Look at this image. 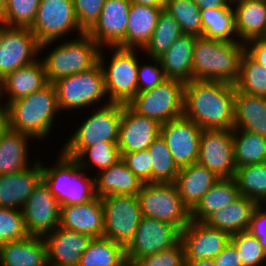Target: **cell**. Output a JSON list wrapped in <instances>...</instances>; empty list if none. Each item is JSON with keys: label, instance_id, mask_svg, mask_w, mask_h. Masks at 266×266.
<instances>
[{"label": "cell", "instance_id": "cell-1", "mask_svg": "<svg viewBox=\"0 0 266 266\" xmlns=\"http://www.w3.org/2000/svg\"><path fill=\"white\" fill-rule=\"evenodd\" d=\"M234 96L233 84L193 79L184 86L183 115L202 130H233Z\"/></svg>", "mask_w": 266, "mask_h": 266}, {"label": "cell", "instance_id": "cell-2", "mask_svg": "<svg viewBox=\"0 0 266 266\" xmlns=\"http://www.w3.org/2000/svg\"><path fill=\"white\" fill-rule=\"evenodd\" d=\"M5 106L9 129L40 141L49 138L53 123H56V114H60L54 83H48L38 91L8 102Z\"/></svg>", "mask_w": 266, "mask_h": 266}, {"label": "cell", "instance_id": "cell-3", "mask_svg": "<svg viewBox=\"0 0 266 266\" xmlns=\"http://www.w3.org/2000/svg\"><path fill=\"white\" fill-rule=\"evenodd\" d=\"M245 44L196 37L192 59V80L235 84Z\"/></svg>", "mask_w": 266, "mask_h": 266}, {"label": "cell", "instance_id": "cell-4", "mask_svg": "<svg viewBox=\"0 0 266 266\" xmlns=\"http://www.w3.org/2000/svg\"><path fill=\"white\" fill-rule=\"evenodd\" d=\"M74 36H76L74 39H62L55 48L52 47V43L57 41L40 44V53L46 48L50 49L51 46V51L49 50L46 56H40L45 66L48 83L89 70L98 62L100 46L87 33H77Z\"/></svg>", "mask_w": 266, "mask_h": 266}, {"label": "cell", "instance_id": "cell-5", "mask_svg": "<svg viewBox=\"0 0 266 266\" xmlns=\"http://www.w3.org/2000/svg\"><path fill=\"white\" fill-rule=\"evenodd\" d=\"M55 165L42 164V179L48 185L60 206L78 205L96 197L95 177L78 164L75 158L65 155L61 150Z\"/></svg>", "mask_w": 266, "mask_h": 266}, {"label": "cell", "instance_id": "cell-6", "mask_svg": "<svg viewBox=\"0 0 266 266\" xmlns=\"http://www.w3.org/2000/svg\"><path fill=\"white\" fill-rule=\"evenodd\" d=\"M106 48L112 50L110 60L107 61L108 57L104 55L105 47H100L98 62L103 70L108 101L127 104L138 93V53L142 49L137 51L117 46H106Z\"/></svg>", "mask_w": 266, "mask_h": 266}, {"label": "cell", "instance_id": "cell-7", "mask_svg": "<svg viewBox=\"0 0 266 266\" xmlns=\"http://www.w3.org/2000/svg\"><path fill=\"white\" fill-rule=\"evenodd\" d=\"M54 85L60 115H62V111L70 112L72 109L86 111L87 108L110 104L105 90L103 70L99 62L89 70L58 79ZM103 99L107 100H104L105 104L100 102Z\"/></svg>", "mask_w": 266, "mask_h": 266}, {"label": "cell", "instance_id": "cell-8", "mask_svg": "<svg viewBox=\"0 0 266 266\" xmlns=\"http://www.w3.org/2000/svg\"><path fill=\"white\" fill-rule=\"evenodd\" d=\"M92 111L60 148L65 155L76 158L86 147L118 141L123 104L110 103Z\"/></svg>", "mask_w": 266, "mask_h": 266}, {"label": "cell", "instance_id": "cell-9", "mask_svg": "<svg viewBox=\"0 0 266 266\" xmlns=\"http://www.w3.org/2000/svg\"><path fill=\"white\" fill-rule=\"evenodd\" d=\"M142 216L155 218L182 231L191 221L174 183H145L137 195Z\"/></svg>", "mask_w": 266, "mask_h": 266}, {"label": "cell", "instance_id": "cell-10", "mask_svg": "<svg viewBox=\"0 0 266 266\" xmlns=\"http://www.w3.org/2000/svg\"><path fill=\"white\" fill-rule=\"evenodd\" d=\"M185 84L167 79L156 87L138 92L127 105L139 115L164 124L183 115Z\"/></svg>", "mask_w": 266, "mask_h": 266}, {"label": "cell", "instance_id": "cell-11", "mask_svg": "<svg viewBox=\"0 0 266 266\" xmlns=\"http://www.w3.org/2000/svg\"><path fill=\"white\" fill-rule=\"evenodd\" d=\"M101 199L104 212L103 236L125 248L133 239L143 217L138 197L107 195Z\"/></svg>", "mask_w": 266, "mask_h": 266}, {"label": "cell", "instance_id": "cell-12", "mask_svg": "<svg viewBox=\"0 0 266 266\" xmlns=\"http://www.w3.org/2000/svg\"><path fill=\"white\" fill-rule=\"evenodd\" d=\"M40 44L61 41L69 33H85L79 26L73 0H40L36 17L29 28Z\"/></svg>", "mask_w": 266, "mask_h": 266}, {"label": "cell", "instance_id": "cell-13", "mask_svg": "<svg viewBox=\"0 0 266 266\" xmlns=\"http://www.w3.org/2000/svg\"><path fill=\"white\" fill-rule=\"evenodd\" d=\"M181 240V231L167 222L143 216L133 239L125 249V258L131 261L156 254Z\"/></svg>", "mask_w": 266, "mask_h": 266}, {"label": "cell", "instance_id": "cell-14", "mask_svg": "<svg viewBox=\"0 0 266 266\" xmlns=\"http://www.w3.org/2000/svg\"><path fill=\"white\" fill-rule=\"evenodd\" d=\"M40 43L29 28L0 24V74L29 65L40 58Z\"/></svg>", "mask_w": 266, "mask_h": 266}, {"label": "cell", "instance_id": "cell-15", "mask_svg": "<svg viewBox=\"0 0 266 266\" xmlns=\"http://www.w3.org/2000/svg\"><path fill=\"white\" fill-rule=\"evenodd\" d=\"M26 229L31 236L44 237L60 223V205L42 179L22 207Z\"/></svg>", "mask_w": 266, "mask_h": 266}, {"label": "cell", "instance_id": "cell-16", "mask_svg": "<svg viewBox=\"0 0 266 266\" xmlns=\"http://www.w3.org/2000/svg\"><path fill=\"white\" fill-rule=\"evenodd\" d=\"M201 134L202 129L184 115L160 125V135L180 168L198 161Z\"/></svg>", "mask_w": 266, "mask_h": 266}, {"label": "cell", "instance_id": "cell-17", "mask_svg": "<svg viewBox=\"0 0 266 266\" xmlns=\"http://www.w3.org/2000/svg\"><path fill=\"white\" fill-rule=\"evenodd\" d=\"M197 162L219 178H234L236 165L232 130H202Z\"/></svg>", "mask_w": 266, "mask_h": 266}, {"label": "cell", "instance_id": "cell-18", "mask_svg": "<svg viewBox=\"0 0 266 266\" xmlns=\"http://www.w3.org/2000/svg\"><path fill=\"white\" fill-rule=\"evenodd\" d=\"M160 125L156 120L134 112L123 104L117 145L120 153H131L147 149L160 135Z\"/></svg>", "mask_w": 266, "mask_h": 266}, {"label": "cell", "instance_id": "cell-19", "mask_svg": "<svg viewBox=\"0 0 266 266\" xmlns=\"http://www.w3.org/2000/svg\"><path fill=\"white\" fill-rule=\"evenodd\" d=\"M228 232L191 220L181 231L185 259H214L229 243Z\"/></svg>", "mask_w": 266, "mask_h": 266}, {"label": "cell", "instance_id": "cell-20", "mask_svg": "<svg viewBox=\"0 0 266 266\" xmlns=\"http://www.w3.org/2000/svg\"><path fill=\"white\" fill-rule=\"evenodd\" d=\"M130 0H106L95 24L86 32L100 47L117 46L124 38Z\"/></svg>", "mask_w": 266, "mask_h": 266}, {"label": "cell", "instance_id": "cell-21", "mask_svg": "<svg viewBox=\"0 0 266 266\" xmlns=\"http://www.w3.org/2000/svg\"><path fill=\"white\" fill-rule=\"evenodd\" d=\"M43 239L47 246L48 266H78L92 238L58 226Z\"/></svg>", "mask_w": 266, "mask_h": 266}, {"label": "cell", "instance_id": "cell-22", "mask_svg": "<svg viewBox=\"0 0 266 266\" xmlns=\"http://www.w3.org/2000/svg\"><path fill=\"white\" fill-rule=\"evenodd\" d=\"M60 227L86 234L91 238L103 237L104 212L102 199H94L76 205L60 206Z\"/></svg>", "mask_w": 266, "mask_h": 266}, {"label": "cell", "instance_id": "cell-23", "mask_svg": "<svg viewBox=\"0 0 266 266\" xmlns=\"http://www.w3.org/2000/svg\"><path fill=\"white\" fill-rule=\"evenodd\" d=\"M41 180L39 159L21 172L0 175V207L21 210Z\"/></svg>", "mask_w": 266, "mask_h": 266}, {"label": "cell", "instance_id": "cell-24", "mask_svg": "<svg viewBox=\"0 0 266 266\" xmlns=\"http://www.w3.org/2000/svg\"><path fill=\"white\" fill-rule=\"evenodd\" d=\"M232 8L239 42L266 37V0H234Z\"/></svg>", "mask_w": 266, "mask_h": 266}, {"label": "cell", "instance_id": "cell-25", "mask_svg": "<svg viewBox=\"0 0 266 266\" xmlns=\"http://www.w3.org/2000/svg\"><path fill=\"white\" fill-rule=\"evenodd\" d=\"M219 179L208 168L195 162L180 168L174 184L184 205L191 211Z\"/></svg>", "mask_w": 266, "mask_h": 266}, {"label": "cell", "instance_id": "cell-26", "mask_svg": "<svg viewBox=\"0 0 266 266\" xmlns=\"http://www.w3.org/2000/svg\"><path fill=\"white\" fill-rule=\"evenodd\" d=\"M0 266H48L45 240L29 235L1 244Z\"/></svg>", "mask_w": 266, "mask_h": 266}, {"label": "cell", "instance_id": "cell-27", "mask_svg": "<svg viewBox=\"0 0 266 266\" xmlns=\"http://www.w3.org/2000/svg\"><path fill=\"white\" fill-rule=\"evenodd\" d=\"M162 9L131 3L125 38L117 47L143 49L156 28Z\"/></svg>", "mask_w": 266, "mask_h": 266}, {"label": "cell", "instance_id": "cell-28", "mask_svg": "<svg viewBox=\"0 0 266 266\" xmlns=\"http://www.w3.org/2000/svg\"><path fill=\"white\" fill-rule=\"evenodd\" d=\"M48 84L44 63L41 59L8 73L4 77L5 105L28 96Z\"/></svg>", "mask_w": 266, "mask_h": 266}, {"label": "cell", "instance_id": "cell-29", "mask_svg": "<svg viewBox=\"0 0 266 266\" xmlns=\"http://www.w3.org/2000/svg\"><path fill=\"white\" fill-rule=\"evenodd\" d=\"M196 37L182 34L160 57L159 62L167 79L186 84L192 80V59Z\"/></svg>", "mask_w": 266, "mask_h": 266}, {"label": "cell", "instance_id": "cell-30", "mask_svg": "<svg viewBox=\"0 0 266 266\" xmlns=\"http://www.w3.org/2000/svg\"><path fill=\"white\" fill-rule=\"evenodd\" d=\"M234 128L266 137V98L235 89Z\"/></svg>", "mask_w": 266, "mask_h": 266}, {"label": "cell", "instance_id": "cell-31", "mask_svg": "<svg viewBox=\"0 0 266 266\" xmlns=\"http://www.w3.org/2000/svg\"><path fill=\"white\" fill-rule=\"evenodd\" d=\"M95 175V194L100 198L107 195L137 196L144 184L122 160Z\"/></svg>", "mask_w": 266, "mask_h": 266}, {"label": "cell", "instance_id": "cell-32", "mask_svg": "<svg viewBox=\"0 0 266 266\" xmlns=\"http://www.w3.org/2000/svg\"><path fill=\"white\" fill-rule=\"evenodd\" d=\"M258 204L245 196H239L231 204L215 211L204 223L230 235L248 231L252 214Z\"/></svg>", "mask_w": 266, "mask_h": 266}, {"label": "cell", "instance_id": "cell-33", "mask_svg": "<svg viewBox=\"0 0 266 266\" xmlns=\"http://www.w3.org/2000/svg\"><path fill=\"white\" fill-rule=\"evenodd\" d=\"M33 138L9 129L0 139V175L21 172L29 166H33L38 160L31 164L29 162V141Z\"/></svg>", "mask_w": 266, "mask_h": 266}, {"label": "cell", "instance_id": "cell-34", "mask_svg": "<svg viewBox=\"0 0 266 266\" xmlns=\"http://www.w3.org/2000/svg\"><path fill=\"white\" fill-rule=\"evenodd\" d=\"M239 196L234 178H220L190 211L191 220L204 222L215 211L231 204Z\"/></svg>", "mask_w": 266, "mask_h": 266}, {"label": "cell", "instance_id": "cell-35", "mask_svg": "<svg viewBox=\"0 0 266 266\" xmlns=\"http://www.w3.org/2000/svg\"><path fill=\"white\" fill-rule=\"evenodd\" d=\"M202 36L227 42L239 41L232 2L227 7L201 10Z\"/></svg>", "mask_w": 266, "mask_h": 266}, {"label": "cell", "instance_id": "cell-36", "mask_svg": "<svg viewBox=\"0 0 266 266\" xmlns=\"http://www.w3.org/2000/svg\"><path fill=\"white\" fill-rule=\"evenodd\" d=\"M232 133L236 168L266 162V137L237 128Z\"/></svg>", "mask_w": 266, "mask_h": 266}, {"label": "cell", "instance_id": "cell-37", "mask_svg": "<svg viewBox=\"0 0 266 266\" xmlns=\"http://www.w3.org/2000/svg\"><path fill=\"white\" fill-rule=\"evenodd\" d=\"M179 23L165 9H162L156 28L149 42L142 49L147 58H160L170 46L182 35Z\"/></svg>", "mask_w": 266, "mask_h": 266}, {"label": "cell", "instance_id": "cell-38", "mask_svg": "<svg viewBox=\"0 0 266 266\" xmlns=\"http://www.w3.org/2000/svg\"><path fill=\"white\" fill-rule=\"evenodd\" d=\"M125 259L124 247L103 236L90 240L78 266H118Z\"/></svg>", "mask_w": 266, "mask_h": 266}, {"label": "cell", "instance_id": "cell-39", "mask_svg": "<svg viewBox=\"0 0 266 266\" xmlns=\"http://www.w3.org/2000/svg\"><path fill=\"white\" fill-rule=\"evenodd\" d=\"M234 179L241 196L266 204V162L236 168Z\"/></svg>", "mask_w": 266, "mask_h": 266}, {"label": "cell", "instance_id": "cell-40", "mask_svg": "<svg viewBox=\"0 0 266 266\" xmlns=\"http://www.w3.org/2000/svg\"><path fill=\"white\" fill-rule=\"evenodd\" d=\"M152 164V183H174L180 171L161 135L148 147Z\"/></svg>", "mask_w": 266, "mask_h": 266}, {"label": "cell", "instance_id": "cell-41", "mask_svg": "<svg viewBox=\"0 0 266 266\" xmlns=\"http://www.w3.org/2000/svg\"><path fill=\"white\" fill-rule=\"evenodd\" d=\"M75 159L87 172L95 168L98 174L120 161L121 153L117 142H99L86 147Z\"/></svg>", "mask_w": 266, "mask_h": 266}, {"label": "cell", "instance_id": "cell-42", "mask_svg": "<svg viewBox=\"0 0 266 266\" xmlns=\"http://www.w3.org/2000/svg\"><path fill=\"white\" fill-rule=\"evenodd\" d=\"M234 86L237 91L266 98V69L245 52Z\"/></svg>", "mask_w": 266, "mask_h": 266}, {"label": "cell", "instance_id": "cell-43", "mask_svg": "<svg viewBox=\"0 0 266 266\" xmlns=\"http://www.w3.org/2000/svg\"><path fill=\"white\" fill-rule=\"evenodd\" d=\"M164 9L176 19L183 34L202 36L201 10L194 0H166Z\"/></svg>", "mask_w": 266, "mask_h": 266}, {"label": "cell", "instance_id": "cell-44", "mask_svg": "<svg viewBox=\"0 0 266 266\" xmlns=\"http://www.w3.org/2000/svg\"><path fill=\"white\" fill-rule=\"evenodd\" d=\"M230 241L238 251L242 266H266V250L249 231L232 234Z\"/></svg>", "mask_w": 266, "mask_h": 266}, {"label": "cell", "instance_id": "cell-45", "mask_svg": "<svg viewBox=\"0 0 266 266\" xmlns=\"http://www.w3.org/2000/svg\"><path fill=\"white\" fill-rule=\"evenodd\" d=\"M40 0H6L2 25L30 28L36 17Z\"/></svg>", "mask_w": 266, "mask_h": 266}, {"label": "cell", "instance_id": "cell-46", "mask_svg": "<svg viewBox=\"0 0 266 266\" xmlns=\"http://www.w3.org/2000/svg\"><path fill=\"white\" fill-rule=\"evenodd\" d=\"M29 233L22 210L0 207V245L25 239Z\"/></svg>", "mask_w": 266, "mask_h": 266}, {"label": "cell", "instance_id": "cell-47", "mask_svg": "<svg viewBox=\"0 0 266 266\" xmlns=\"http://www.w3.org/2000/svg\"><path fill=\"white\" fill-rule=\"evenodd\" d=\"M136 266H186L184 245L180 240L170 248L134 261Z\"/></svg>", "mask_w": 266, "mask_h": 266}, {"label": "cell", "instance_id": "cell-48", "mask_svg": "<svg viewBox=\"0 0 266 266\" xmlns=\"http://www.w3.org/2000/svg\"><path fill=\"white\" fill-rule=\"evenodd\" d=\"M151 156L147 149L131 153H121V160L144 184L152 183Z\"/></svg>", "mask_w": 266, "mask_h": 266}, {"label": "cell", "instance_id": "cell-49", "mask_svg": "<svg viewBox=\"0 0 266 266\" xmlns=\"http://www.w3.org/2000/svg\"><path fill=\"white\" fill-rule=\"evenodd\" d=\"M151 63L138 64V92L150 90L167 80L159 59L148 58ZM142 63V64H141Z\"/></svg>", "mask_w": 266, "mask_h": 266}, {"label": "cell", "instance_id": "cell-50", "mask_svg": "<svg viewBox=\"0 0 266 266\" xmlns=\"http://www.w3.org/2000/svg\"><path fill=\"white\" fill-rule=\"evenodd\" d=\"M106 0H73L80 28L86 33L98 20Z\"/></svg>", "mask_w": 266, "mask_h": 266}, {"label": "cell", "instance_id": "cell-51", "mask_svg": "<svg viewBox=\"0 0 266 266\" xmlns=\"http://www.w3.org/2000/svg\"><path fill=\"white\" fill-rule=\"evenodd\" d=\"M248 231L257 239L266 234V204H258L251 217Z\"/></svg>", "mask_w": 266, "mask_h": 266}, {"label": "cell", "instance_id": "cell-52", "mask_svg": "<svg viewBox=\"0 0 266 266\" xmlns=\"http://www.w3.org/2000/svg\"><path fill=\"white\" fill-rule=\"evenodd\" d=\"M245 52L266 69V37L247 42Z\"/></svg>", "mask_w": 266, "mask_h": 266}, {"label": "cell", "instance_id": "cell-53", "mask_svg": "<svg viewBox=\"0 0 266 266\" xmlns=\"http://www.w3.org/2000/svg\"><path fill=\"white\" fill-rule=\"evenodd\" d=\"M216 266H242L238 251L231 241L214 258Z\"/></svg>", "mask_w": 266, "mask_h": 266}, {"label": "cell", "instance_id": "cell-54", "mask_svg": "<svg viewBox=\"0 0 266 266\" xmlns=\"http://www.w3.org/2000/svg\"><path fill=\"white\" fill-rule=\"evenodd\" d=\"M200 10L227 7L231 0H194Z\"/></svg>", "mask_w": 266, "mask_h": 266}, {"label": "cell", "instance_id": "cell-55", "mask_svg": "<svg viewBox=\"0 0 266 266\" xmlns=\"http://www.w3.org/2000/svg\"><path fill=\"white\" fill-rule=\"evenodd\" d=\"M9 130L8 114L4 104H0V139Z\"/></svg>", "mask_w": 266, "mask_h": 266}, {"label": "cell", "instance_id": "cell-56", "mask_svg": "<svg viewBox=\"0 0 266 266\" xmlns=\"http://www.w3.org/2000/svg\"><path fill=\"white\" fill-rule=\"evenodd\" d=\"M186 266H216L214 259H185Z\"/></svg>", "mask_w": 266, "mask_h": 266}, {"label": "cell", "instance_id": "cell-57", "mask_svg": "<svg viewBox=\"0 0 266 266\" xmlns=\"http://www.w3.org/2000/svg\"><path fill=\"white\" fill-rule=\"evenodd\" d=\"M166 0H130L131 3H136L139 5H145L156 8H164Z\"/></svg>", "mask_w": 266, "mask_h": 266}, {"label": "cell", "instance_id": "cell-58", "mask_svg": "<svg viewBox=\"0 0 266 266\" xmlns=\"http://www.w3.org/2000/svg\"><path fill=\"white\" fill-rule=\"evenodd\" d=\"M5 10H6V0H0V24L4 20Z\"/></svg>", "mask_w": 266, "mask_h": 266}, {"label": "cell", "instance_id": "cell-59", "mask_svg": "<svg viewBox=\"0 0 266 266\" xmlns=\"http://www.w3.org/2000/svg\"><path fill=\"white\" fill-rule=\"evenodd\" d=\"M4 96V77L0 74V104H3L2 98Z\"/></svg>", "mask_w": 266, "mask_h": 266}, {"label": "cell", "instance_id": "cell-60", "mask_svg": "<svg viewBox=\"0 0 266 266\" xmlns=\"http://www.w3.org/2000/svg\"><path fill=\"white\" fill-rule=\"evenodd\" d=\"M258 240H259V243L266 250V234H260V238Z\"/></svg>", "mask_w": 266, "mask_h": 266}, {"label": "cell", "instance_id": "cell-61", "mask_svg": "<svg viewBox=\"0 0 266 266\" xmlns=\"http://www.w3.org/2000/svg\"><path fill=\"white\" fill-rule=\"evenodd\" d=\"M118 266H136L135 263L131 260L125 259L122 263Z\"/></svg>", "mask_w": 266, "mask_h": 266}]
</instances>
